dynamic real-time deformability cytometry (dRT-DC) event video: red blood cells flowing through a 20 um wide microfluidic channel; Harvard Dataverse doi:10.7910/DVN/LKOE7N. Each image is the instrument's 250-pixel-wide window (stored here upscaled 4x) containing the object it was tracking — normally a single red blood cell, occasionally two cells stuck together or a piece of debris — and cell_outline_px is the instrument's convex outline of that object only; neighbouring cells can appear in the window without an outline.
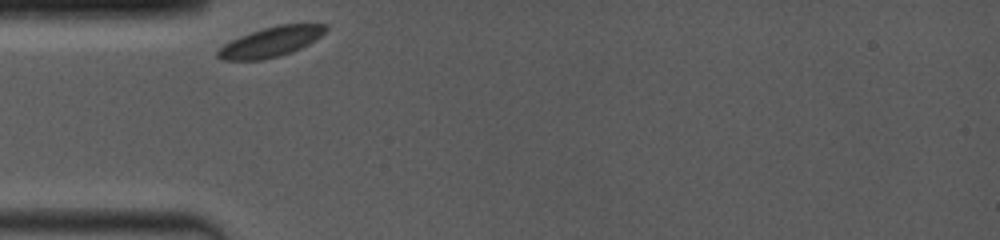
{"species": "common noctule bat (a hibernating species)", "species_latin": "Nyctalus noctula", "temperature_condition": "room temperature", "stored_images_in_passage": 8, "camera_frame_rate_fps": 4000, "um_per_image_px": 0.085, "animal": {"sex": "female", "body_mass_g": 19.0, "forearm_length_mm": 53.3}, "frame": {"image": 1, "passage_image": 1, "time_ms": 0.0, "image_size_px": [1000, 240], "cell_outline_px": [[328, 28], [316, 40], [292, 52], [280, 56], [260, 60], [220, 60], [216, 56], [216, 52], [224, 44], [240, 36], [264, 28], [280, 24], [328, 24]], "centroid_in_image_um": [23.02, 3.57], "position_along_channel_um": 62.0, "area_um2": 18.73}}
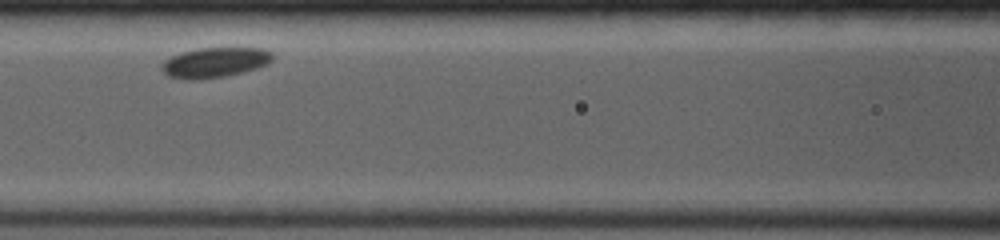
{"frame": {"image": 2, "passage_image": 5, "time_ms": 2.5, "image_size_px": [1000, 240], "cell_outline_px": [[272, 60], [268, 64], [256, 68], [224, 76], [192, 80], [184, 80], [168, 76], [160, 68], [164, 60], [180, 52], [196, 48], [264, 48], [272, 52]], "centroid_in_image_um": [18.23, 5.3], "position_along_channel_um": 148.4, "area_um2": 19.42}}
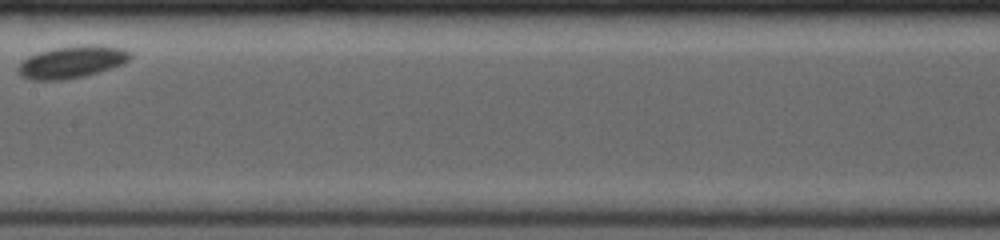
{"frame": {"image": 3, "passage_image": 7, "time_ms": 4.0, "image_size_px": [1000, 240], "cell_outline_px": [[132, 56], [124, 64], [112, 68], [84, 76], [60, 80], [32, 80], [24, 76], [20, 72], [20, 64], [28, 56], [52, 48], [84, 44], [96, 44], [124, 48], [132, 52]], "centroid_in_image_um": [6.21, 5.24], "position_along_channel_um": 201.2, "area_um2": 20.98}}